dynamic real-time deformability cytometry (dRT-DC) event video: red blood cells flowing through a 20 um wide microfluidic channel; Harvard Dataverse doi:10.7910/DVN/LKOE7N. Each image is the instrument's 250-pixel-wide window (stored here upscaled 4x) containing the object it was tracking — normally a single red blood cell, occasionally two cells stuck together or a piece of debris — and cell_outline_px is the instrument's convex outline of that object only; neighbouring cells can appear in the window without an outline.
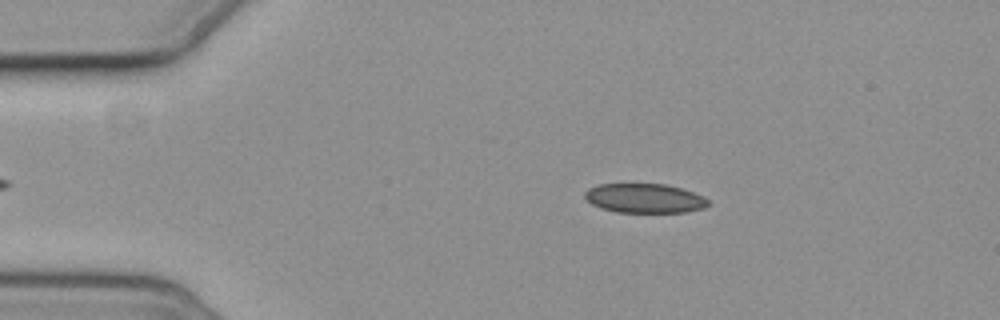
{"species": "common noctule bat (a hibernating species)", "species_latin": "Nyctalus noctula", "temperature_condition": "cold", "stored_images_in_passage": 5, "camera_frame_rate_fps": 3000, "um_per_image_px": 0.085, "animal": {"sex": "female", "body_mass_g": 19.3, "forearm_length_mm": 54.1}, "frame": {"image": 1, "passage_image": 2, "time_ms": 1.333, "image_size_px": [1000, 320], "cell_outline_px": [[708, 204], [704, 208], [684, 212], [616, 212], [600, 208], [592, 204], [584, 196], [584, 192], [588, 188], [600, 184], [664, 184], [680, 188], [704, 196], [708, 200]], "centroid_in_image_um": [54.77, 16.85], "position_along_channel_um": 30.2, "area_um2": 20.98}}
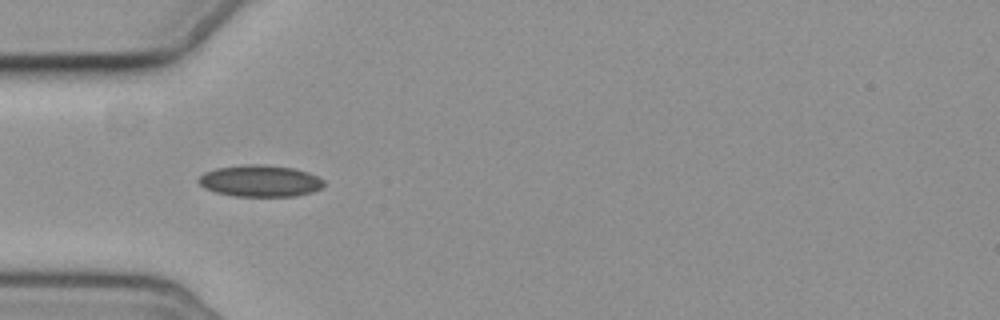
{"frame": {"image": 2, "passage_image": 4, "time_ms": 3.667, "image_size_px": [1000, 320], "cell_outline_px": [[324, 184], [320, 188], [312, 192], [296, 196], [236, 196], [216, 192], [204, 188], [196, 180], [204, 172], [216, 168], [248, 164], [264, 164], [292, 168], [308, 172], [324, 180]], "centroid_in_image_um": [22.09, 15.37], "position_along_channel_um": 62.9, "area_um2": 23.06}}
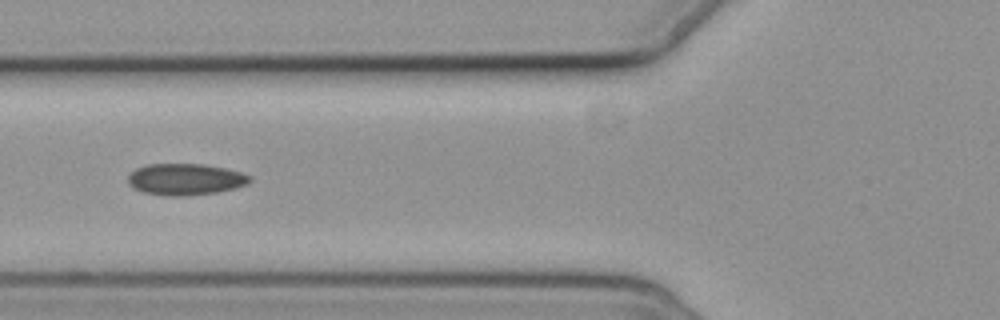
{"frame": {"image": 3, "passage_image": 5, "time_ms": 5.0, "image_size_px": [1000, 320], "cell_outline_px": [[252, 180], [248, 184], [236, 188], [216, 192], [184, 196], [172, 196], [144, 192], [132, 188], [128, 184], [128, 176], [136, 168], [148, 164], [204, 164], [224, 168], [240, 172], [252, 176]], "centroid_in_image_um": [15.77, 15.24], "position_along_channel_um": 110.0, "area_um2": 22.37}}